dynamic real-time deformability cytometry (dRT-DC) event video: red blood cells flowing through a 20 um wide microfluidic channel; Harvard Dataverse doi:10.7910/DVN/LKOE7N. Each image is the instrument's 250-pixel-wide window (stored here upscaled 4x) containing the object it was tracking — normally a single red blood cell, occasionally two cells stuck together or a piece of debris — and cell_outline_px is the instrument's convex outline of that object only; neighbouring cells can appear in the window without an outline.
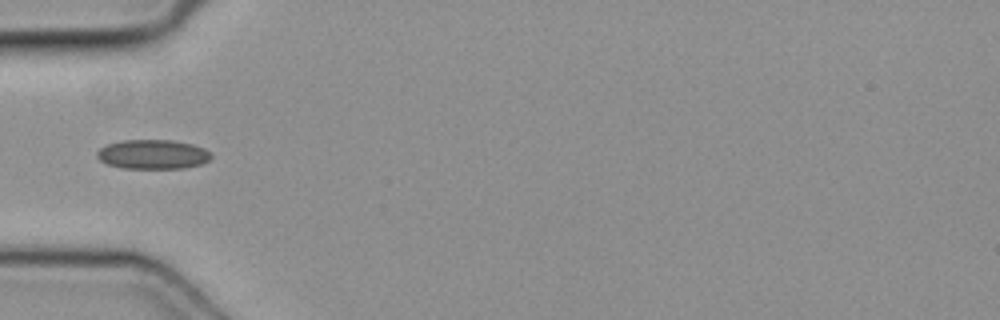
{"species": "common noctule bat (a hibernating species)", "species_latin": "Nyctalus noctula", "temperature_condition": "cold", "stored_images_in_passage": 20, "camera_frame_rate_fps": 3000, "um_per_image_px": 0.085, "animal": {"sex": "female", "body_mass_g": 19.3, "forearm_length_mm": 54.1}, "frame": {"image": 1, "passage_image": 1, "time_ms": 0.0, "image_size_px": [1000, 320], "cell_outline_px": [[212, 156], [208, 160], [200, 164], [184, 168], [120, 168], [108, 164], [100, 160], [96, 156], [96, 152], [100, 148], [108, 144], [120, 140], [172, 140], [192, 144], [204, 148], [212, 152]], "centroid_in_image_um": [12.98, 13.11], "position_along_channel_um": 72.0, "area_um2": 19.59}}
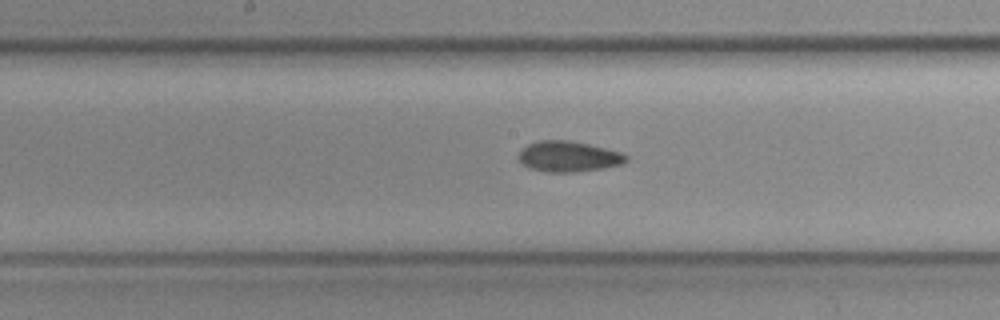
{"frame": {"image": 2, "passage_image": 10, "time_ms": 3.0, "image_size_px": [1000, 320], "cell_outline_px": [[628, 160], [620, 164], [604, 168], [576, 172], [548, 172], [532, 168], [524, 164], [520, 160], [520, 152], [528, 144], [536, 140], [568, 140], [588, 144], [620, 152], [628, 156]], "centroid_in_image_um": [48.34, 13.3], "position_along_channel_um": 199.9, "area_um2": 18.9}}
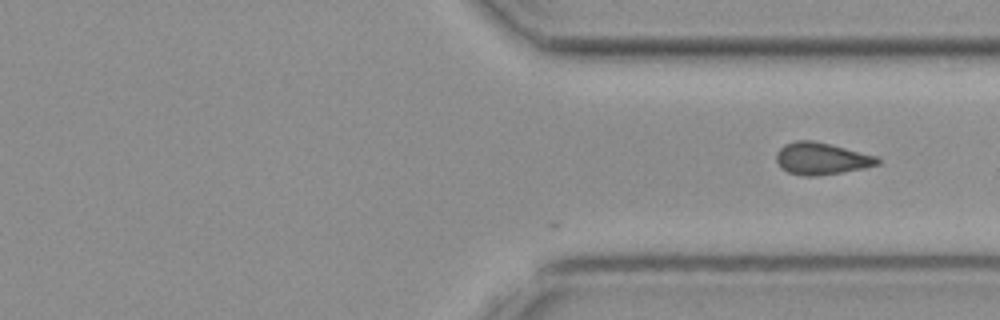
{"frame": {"image": 3, "passage_image": 20, "time_ms": 6.333, "image_size_px": [1000, 320], "cell_outline_px": [[880, 164], [864, 168], [820, 176], [804, 176], [788, 172], [780, 168], [776, 160], [776, 152], [784, 144], [796, 140], [812, 140], [832, 144], [876, 156], [880, 160]], "centroid_in_image_um": [69.8, 13.48], "position_along_channel_um": 341.6, "area_um2": 19.07}}